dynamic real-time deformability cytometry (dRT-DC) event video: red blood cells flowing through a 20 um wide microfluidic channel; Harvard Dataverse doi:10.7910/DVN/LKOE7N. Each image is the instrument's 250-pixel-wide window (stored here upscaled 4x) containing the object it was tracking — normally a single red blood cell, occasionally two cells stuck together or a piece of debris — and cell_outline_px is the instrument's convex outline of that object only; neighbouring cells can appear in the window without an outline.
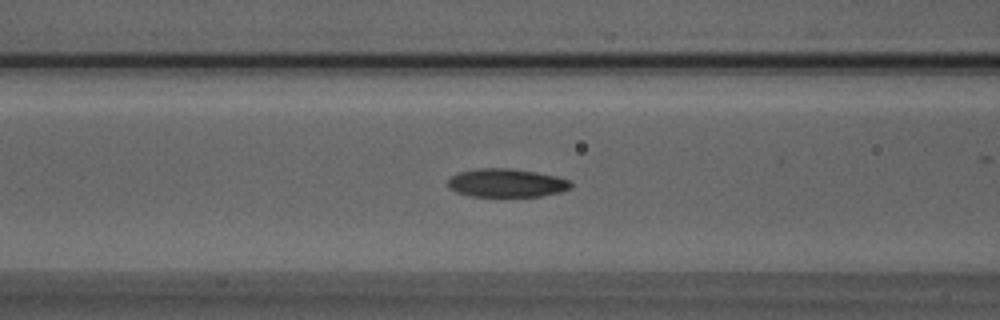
{"species": "Egyptian fruit bat (a non-hibernating species)", "species_latin": "Rousettus aegyptiacus", "temperature_condition": "room temperature", "stored_images_in_passage": 53, "camera_frame_rate_fps": 3000, "um_per_image_px": 0.085, "animal": {"sex": "male"}, "frame": {"image": 1, "passage_image": 20, "time_ms": 6.333, "image_size_px": [1000, 320], "cell_outline_px": [[572, 188], [560, 192], [540, 196], [472, 196], [456, 192], [448, 188], [448, 180], [452, 176], [460, 172], [480, 168], [508, 168], [536, 172], [556, 176], [568, 180], [572, 184]], "centroid_in_image_um": [43.05, 15.55], "position_along_channel_um": 123.5, "area_um2": 20.23}}
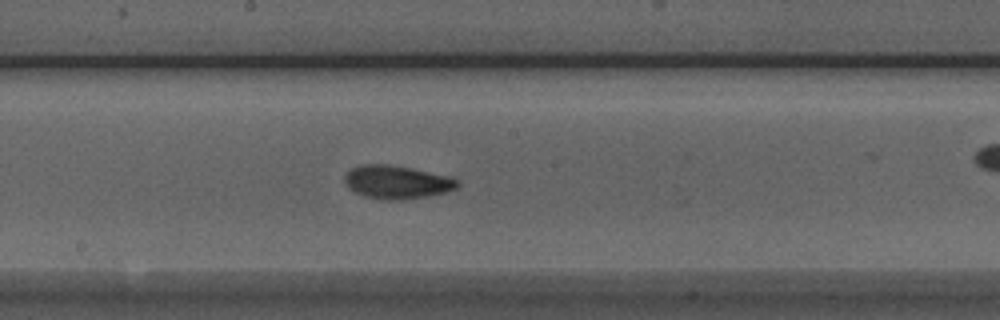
{"frame": {"image": 2, "passage_image": 27, "time_ms": 8.667, "image_size_px": [1000, 320], "cell_outline_px": [[460, 184], [456, 188], [444, 192], [428, 196], [400, 200], [380, 200], [364, 196], [352, 192], [348, 188], [344, 180], [344, 176], [352, 168], [364, 164], [388, 164], [448, 176], [460, 180]], "centroid_in_image_um": [33.7, 15.49], "position_along_channel_um": 214.5, "area_um2": 21.85}}
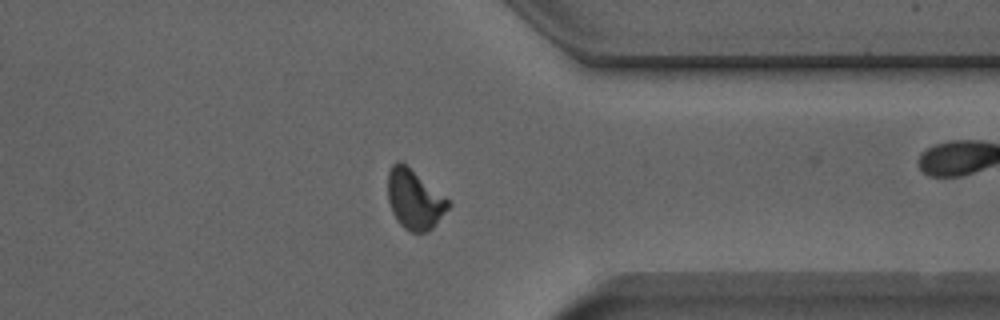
{"frame": {"image": 3, "passage_image": 40, "time_ms": 13.0, "image_size_px": [1000, 320], "cell_outline_px": [[452, 204], [436, 224], [428, 232], [412, 232], [404, 228], [396, 220], [392, 212], [388, 200], [388, 172], [392, 164], [396, 160], [400, 160], [448, 200]], "centroid_in_image_um": [35.2, 16.96], "position_along_channel_um": 376.2, "area_um2": 20.75}, "authors_computed_cell_mechanics": {"area_um2": 20.6346, "velocity_mm_per_s": 3.899, "shape_relaxation_time_tau1_ms": 3.5624, "shape_relaxation_time_tau2_ms": 4.171, "deformation_change_tau1": 0.1265, "deformation_change_tau2": 0.1108}}